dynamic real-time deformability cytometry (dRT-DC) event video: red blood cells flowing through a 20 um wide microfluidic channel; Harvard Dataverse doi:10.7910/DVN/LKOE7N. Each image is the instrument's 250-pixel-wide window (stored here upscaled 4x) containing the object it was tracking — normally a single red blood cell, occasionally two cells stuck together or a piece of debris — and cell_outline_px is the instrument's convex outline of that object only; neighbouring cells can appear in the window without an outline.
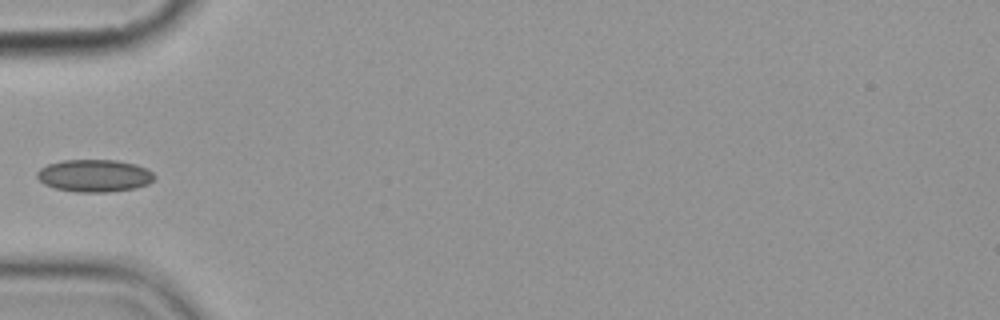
{"species": "common noctule bat (a hibernating species)", "species_latin": "Nyctalus noctula", "temperature_condition": "cold", "stored_images_in_passage": 6, "camera_frame_rate_fps": 3000, "um_per_image_px": 0.085, "animal": {"sex": "female", "body_mass_g": 19.9}, "frame": {"image": 1, "passage_image": 4, "time_ms": 4.333, "image_size_px": [1000, 320], "cell_outline_px": [[156, 176], [148, 184], [136, 188], [108, 192], [76, 192], [56, 188], [44, 184], [36, 176], [36, 172], [40, 168], [48, 164], [64, 160], [116, 160], [136, 164], [152, 172]], "centroid_in_image_um": [8.02, 14.93], "position_along_channel_um": 77.0, "area_um2": 22.14}}
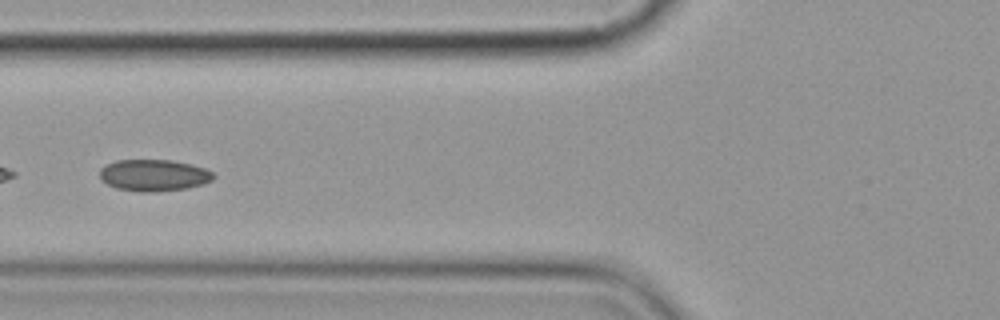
{"frame": {"image": 2, "passage_image": 5, "time_ms": 5.333, "image_size_px": [1000, 320], "cell_outline_px": [[216, 176], [212, 180], [204, 184], [188, 188], [156, 192], [140, 192], [116, 188], [100, 180], [100, 168], [116, 160], [172, 160], [204, 168], [212, 172]], "centroid_in_image_um": [13.07, 14.91], "position_along_channel_um": 112.7, "area_um2": 21.04}}
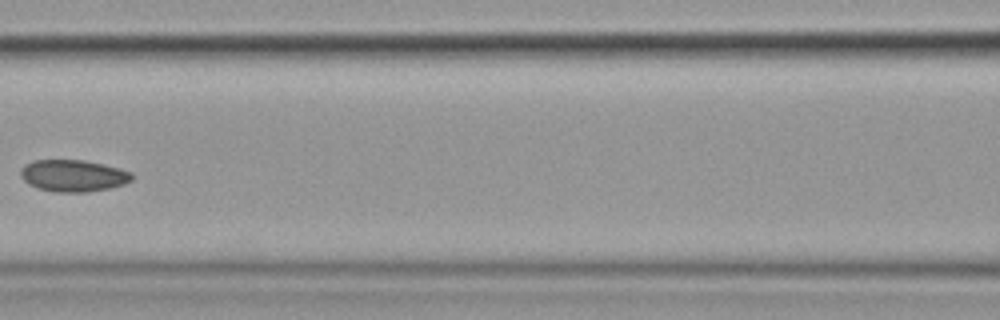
{"frame": {"image": 3, "passage_image": 6, "time_ms": 6.667, "image_size_px": [1000, 320], "cell_outline_px": [[132, 180], [124, 184], [108, 188], [88, 192], [56, 192], [36, 188], [28, 184], [20, 176], [20, 168], [24, 164], [32, 160], [84, 160], [132, 172]], "centroid_in_image_um": [6.16, 14.93], "position_along_channel_um": 160.4, "area_um2": 20.63}}